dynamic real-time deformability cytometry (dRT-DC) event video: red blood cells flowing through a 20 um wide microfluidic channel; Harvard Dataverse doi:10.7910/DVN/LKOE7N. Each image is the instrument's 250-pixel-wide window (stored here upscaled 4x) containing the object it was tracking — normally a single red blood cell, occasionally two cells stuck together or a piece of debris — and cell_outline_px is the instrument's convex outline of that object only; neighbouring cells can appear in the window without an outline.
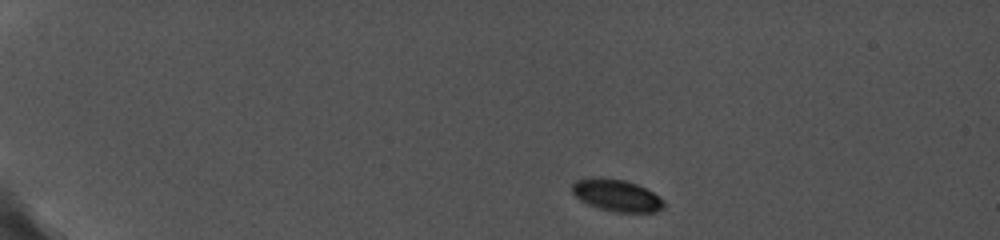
{"species": "common noctule bat (a hibernating species)", "species_latin": "Nyctalus noctula", "temperature_condition": "cold", "stored_images_in_passage": 9, "camera_frame_rate_fps": 5000, "um_per_image_px": 0.085, "animal": {"sex": "female", "body_mass_g": 19.0, "forearm_length_mm": 56.7}, "frame": {"image": 1, "passage_image": 1, "time_ms": 0.0, "image_size_px": [1000, 240], "cell_outline_px": [[664, 208], [656, 212], [616, 212], [600, 208], [588, 204], [580, 200], [572, 192], [572, 184], [576, 180], [592, 176], [600, 176], [624, 180], [636, 184], [652, 192], [664, 200]], "centroid_in_image_um": [52.39, 16.59], "position_along_channel_um": 32.6, "area_um2": 17.17}}
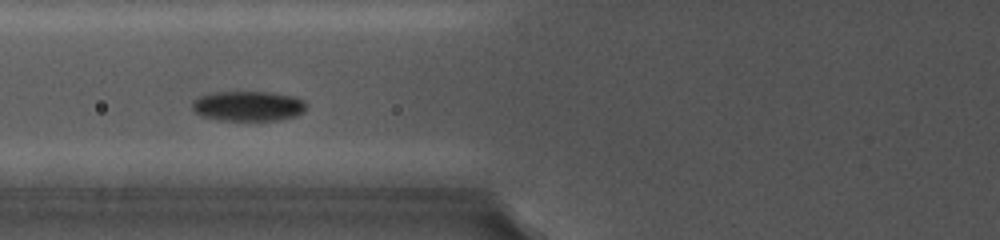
{"frame": {"image": 2, "passage_image": 8, "time_ms": 4.6, "image_size_px": [1000, 240], "cell_outline_px": [[308, 108], [304, 112], [296, 116], [280, 120], [216, 120], [200, 116], [192, 108], [192, 100], [200, 96], [216, 92], [268, 92], [296, 96], [304, 100]], "centroid_in_image_um": [21.12, 9.02], "position_along_channel_um": 104.7, "area_um2": 20.23}}
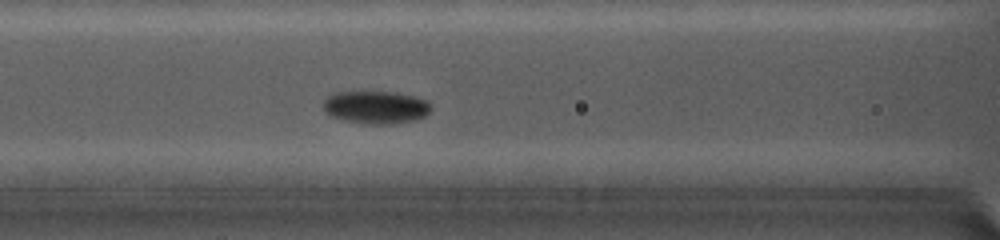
{"frame": {"image": 3, "passage_image": 9, "time_ms": 5.4, "image_size_px": [1000, 240], "cell_outline_px": [[432, 108], [424, 116], [416, 120], [392, 124], [364, 124], [344, 120], [328, 116], [324, 112], [324, 100], [332, 92], [396, 92], [428, 100], [432, 104]], "centroid_in_image_um": [31.94, 9.12], "position_along_channel_um": 134.7, "area_um2": 20.87}}